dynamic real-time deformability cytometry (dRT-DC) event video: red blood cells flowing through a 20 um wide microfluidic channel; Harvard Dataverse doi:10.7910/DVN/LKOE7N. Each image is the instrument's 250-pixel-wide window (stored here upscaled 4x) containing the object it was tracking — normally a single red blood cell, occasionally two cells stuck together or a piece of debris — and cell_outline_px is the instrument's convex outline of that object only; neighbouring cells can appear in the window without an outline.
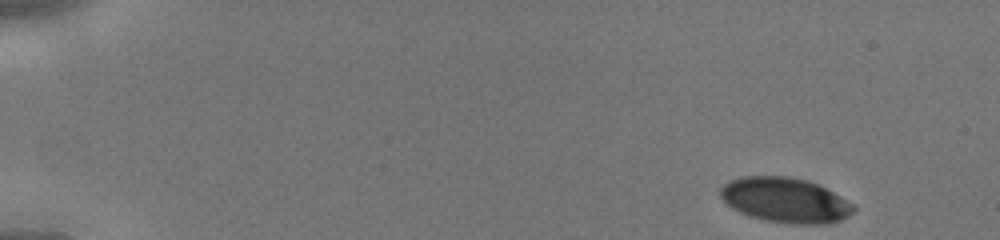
{"species": "human", "species_latin": "Homo sapiens", "temperature_condition": "cold", "stored_images_in_passage": 41, "camera_frame_rate_fps": 3000, "um_per_image_px": 0.085, "donor": {"sex": "male"}, "frame": {"image": 1, "passage_image": 1, "time_ms": 0.0, "image_size_px": [1000, 240], "cell_outline_px": [[856, 208], [848, 216], [840, 220], [828, 224], [788, 224], [764, 220], [748, 216], [732, 208], [720, 196], [720, 188], [728, 180], [740, 176], [788, 176], [808, 180], [856, 204]], "centroid_in_image_um": [66.74, 17.01], "position_along_channel_um": 18.3, "area_um2": 35.14}}
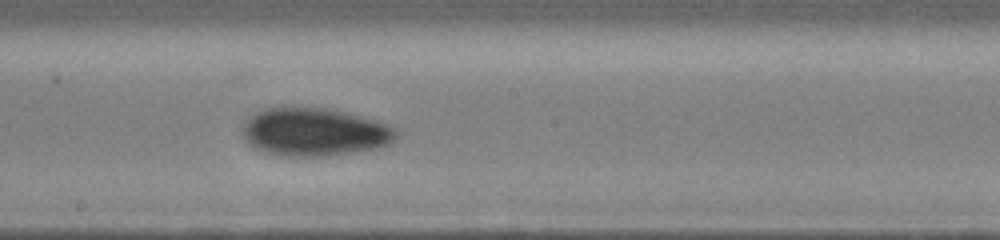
{"frame": {"image": 2, "passage_image": 23, "time_ms": 7.333, "image_size_px": [1000, 240], "cell_outline_px": [[396, 136], [388, 144], [376, 148], [324, 156], [280, 156], [264, 152], [256, 148], [244, 136], [240, 128], [256, 112], [268, 108], [328, 108], [376, 120], [396, 128]], "centroid_in_image_um": [26.72, 11.22], "position_along_channel_um": 221.5, "area_um2": 42.37}}
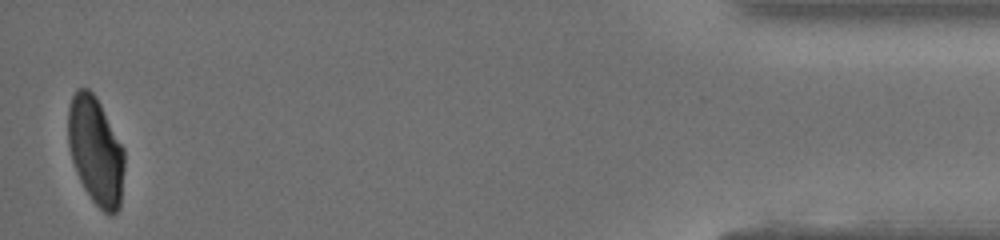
{"frame": {"image": 3, "passage_image": 41, "time_ms": 13.333, "image_size_px": [1000, 240], "cell_outline_px": [[124, 168], [120, 208], [112, 216], [108, 216], [92, 200], [84, 188], [76, 172], [72, 160], [68, 144], [68, 108], [72, 96], [76, 88], [88, 88], [96, 96], [124, 148]], "centroid_in_image_um": [8.14, 12.83], "position_along_channel_um": 427.1, "area_um2": 35.55}}